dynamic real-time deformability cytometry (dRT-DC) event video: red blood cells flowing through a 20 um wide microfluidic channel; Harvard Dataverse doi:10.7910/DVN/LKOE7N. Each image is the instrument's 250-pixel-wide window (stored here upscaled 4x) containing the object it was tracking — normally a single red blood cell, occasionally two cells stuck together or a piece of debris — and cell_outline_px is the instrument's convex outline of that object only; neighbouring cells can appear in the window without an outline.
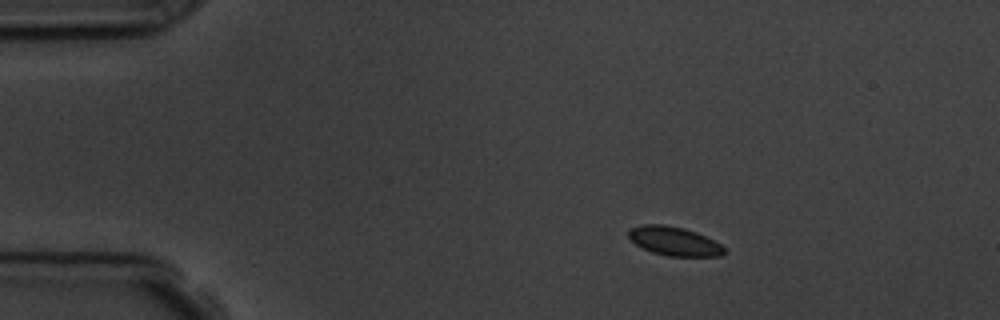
{"species": "common noctule bat (a hibernating species)", "species_latin": "Nyctalus noctula", "temperature_condition": "room temperature", "stored_images_in_passage": 4, "camera_frame_rate_fps": 3000, "um_per_image_px": 0.085, "animal": {"sex": "male", "body_mass_g": 19.5, "forearm_length_mm": 54.6}, "frame": {"image": 1, "passage_image": 2, "time_ms": 1.333, "image_size_px": [1000, 320], "cell_outline_px": [[724, 252], [720, 256], [668, 256], [652, 252], [636, 244], [628, 236], [628, 232], [632, 228], [640, 224], [664, 224], [684, 228], [696, 232], [720, 244], [724, 248]], "centroid_in_image_um": [57.28, 20.49], "position_along_channel_um": 27.7, "area_um2": 15.9}}
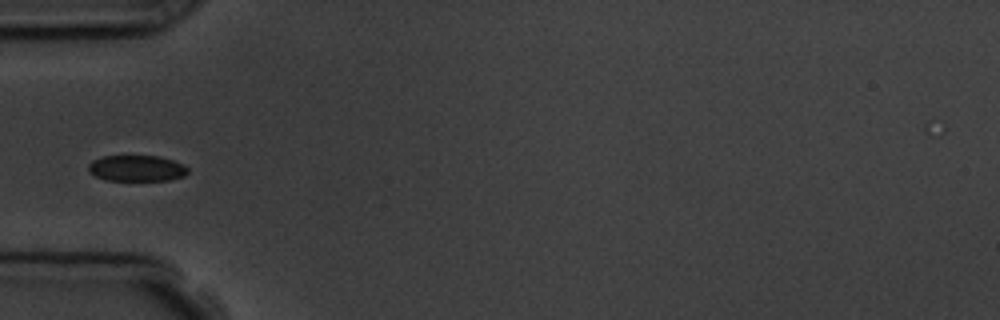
{"frame": {"image": 2, "passage_image": 4, "time_ms": 4.333, "image_size_px": [1000, 320], "cell_outline_px": [[188, 172], [184, 176], [168, 180], [104, 180], [88, 172], [88, 164], [92, 160], [100, 156], [160, 156], [184, 164], [188, 168]], "centroid_in_image_um": [11.6, 14.3], "position_along_channel_um": 73.4, "area_um2": 15.2}}